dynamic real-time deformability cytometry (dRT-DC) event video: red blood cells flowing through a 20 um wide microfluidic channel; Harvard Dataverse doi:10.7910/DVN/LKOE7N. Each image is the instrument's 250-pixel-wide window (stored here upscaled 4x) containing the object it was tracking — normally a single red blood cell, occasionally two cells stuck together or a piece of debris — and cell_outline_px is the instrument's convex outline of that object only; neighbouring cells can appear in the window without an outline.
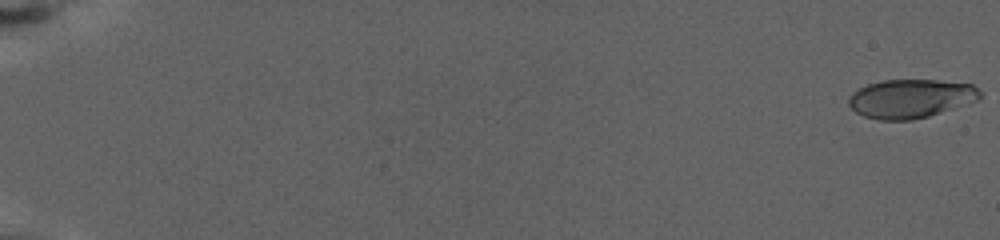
{"species": "human", "species_latin": "Homo sapiens", "temperature_condition": "warm", "stored_images_in_passage": 77, "camera_frame_rate_fps": 3000, "um_per_image_px": 0.085, "donor": {"sex": "female"}, "frame": {"image": 1, "passage_image": 1, "time_ms": 0.0, "image_size_px": [1000, 240], "cell_outline_px": [[980, 100], [928, 116], [912, 120], [880, 120], [864, 116], [856, 112], [848, 104], [848, 96], [852, 92], [868, 84], [884, 80], [936, 80], [972, 84], [980, 92]], "centroid_in_image_um": [77.4, 8.38], "position_along_channel_um": 7.6, "area_um2": 29.59}}
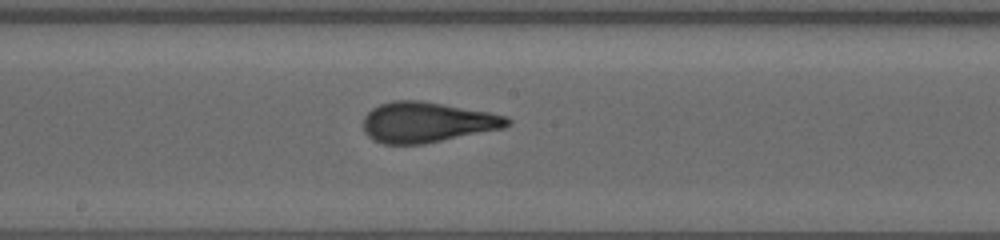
{"frame": {"image": 2, "passage_image": 45, "time_ms": 14.667, "image_size_px": [1000, 240], "cell_outline_px": [[512, 124], [504, 128], [424, 144], [384, 144], [368, 136], [364, 132], [364, 116], [372, 108], [380, 104], [392, 100], [420, 100], [488, 112], [508, 116], [512, 120]], "centroid_in_image_um": [36.32, 10.39], "position_along_channel_um": 211.9, "area_um2": 33.93}}
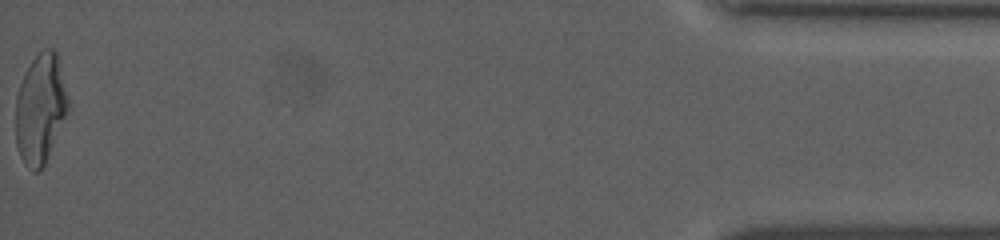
{"frame": {"image": 3, "passage_image": 77, "time_ms": 25.333, "image_size_px": [1000, 240], "cell_outline_px": [[68, 108], [44, 164], [40, 172], [32, 172], [24, 164], [20, 156], [16, 144], [16, 96], [24, 72], [32, 60], [44, 48], [52, 48], [56, 52], [68, 100]], "centroid_in_image_um": [3.39, 9.25], "position_along_channel_um": 431.8, "area_um2": 32.89}, "authors_computed_cell_mechanics": {"area_um2": 32.3102, "velocity_mm_per_s": 2.8402, "shape_relaxation_time_tau1_ms": 8.1696, "shape_relaxation_time_tau2_ms": 0.902, "deformation_change_tau1": 0.244, "deformation_change_tau2": 0.0881}}